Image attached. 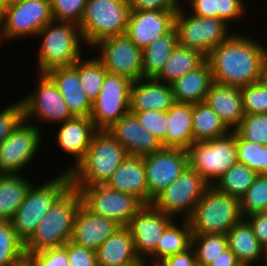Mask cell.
Instances as JSON below:
<instances>
[{
    "label": "cell",
    "mask_w": 267,
    "mask_h": 266,
    "mask_svg": "<svg viewBox=\"0 0 267 266\" xmlns=\"http://www.w3.org/2000/svg\"><path fill=\"white\" fill-rule=\"evenodd\" d=\"M55 83L73 117H90L92 103L81 88L78 71L73 67H57L46 73Z\"/></svg>",
    "instance_id": "obj_24"
},
{
    "label": "cell",
    "mask_w": 267,
    "mask_h": 266,
    "mask_svg": "<svg viewBox=\"0 0 267 266\" xmlns=\"http://www.w3.org/2000/svg\"><path fill=\"white\" fill-rule=\"evenodd\" d=\"M186 1L185 9H189V13L198 17L217 18V11H215V0H184ZM188 5V6H186ZM187 7V8H186Z\"/></svg>",
    "instance_id": "obj_52"
},
{
    "label": "cell",
    "mask_w": 267,
    "mask_h": 266,
    "mask_svg": "<svg viewBox=\"0 0 267 266\" xmlns=\"http://www.w3.org/2000/svg\"><path fill=\"white\" fill-rule=\"evenodd\" d=\"M148 185V205L188 167L187 151L162 148L143 157Z\"/></svg>",
    "instance_id": "obj_17"
},
{
    "label": "cell",
    "mask_w": 267,
    "mask_h": 266,
    "mask_svg": "<svg viewBox=\"0 0 267 266\" xmlns=\"http://www.w3.org/2000/svg\"><path fill=\"white\" fill-rule=\"evenodd\" d=\"M119 227L115 221L93 214L81 204L75 215L70 242L96 251Z\"/></svg>",
    "instance_id": "obj_22"
},
{
    "label": "cell",
    "mask_w": 267,
    "mask_h": 266,
    "mask_svg": "<svg viewBox=\"0 0 267 266\" xmlns=\"http://www.w3.org/2000/svg\"><path fill=\"white\" fill-rule=\"evenodd\" d=\"M176 13L163 10H131L126 35L142 50L175 28Z\"/></svg>",
    "instance_id": "obj_19"
},
{
    "label": "cell",
    "mask_w": 267,
    "mask_h": 266,
    "mask_svg": "<svg viewBox=\"0 0 267 266\" xmlns=\"http://www.w3.org/2000/svg\"><path fill=\"white\" fill-rule=\"evenodd\" d=\"M209 266H241L235 254L228 248Z\"/></svg>",
    "instance_id": "obj_54"
},
{
    "label": "cell",
    "mask_w": 267,
    "mask_h": 266,
    "mask_svg": "<svg viewBox=\"0 0 267 266\" xmlns=\"http://www.w3.org/2000/svg\"><path fill=\"white\" fill-rule=\"evenodd\" d=\"M87 0H50L53 20L80 25Z\"/></svg>",
    "instance_id": "obj_43"
},
{
    "label": "cell",
    "mask_w": 267,
    "mask_h": 266,
    "mask_svg": "<svg viewBox=\"0 0 267 266\" xmlns=\"http://www.w3.org/2000/svg\"><path fill=\"white\" fill-rule=\"evenodd\" d=\"M219 18L198 17L182 6L175 16L178 45L196 50L205 57L235 31Z\"/></svg>",
    "instance_id": "obj_9"
},
{
    "label": "cell",
    "mask_w": 267,
    "mask_h": 266,
    "mask_svg": "<svg viewBox=\"0 0 267 266\" xmlns=\"http://www.w3.org/2000/svg\"><path fill=\"white\" fill-rule=\"evenodd\" d=\"M128 0H87L79 25L84 44L91 48L100 40L124 35L130 14Z\"/></svg>",
    "instance_id": "obj_7"
},
{
    "label": "cell",
    "mask_w": 267,
    "mask_h": 266,
    "mask_svg": "<svg viewBox=\"0 0 267 266\" xmlns=\"http://www.w3.org/2000/svg\"><path fill=\"white\" fill-rule=\"evenodd\" d=\"M73 188L80 192L82 204L89 211L111 219L120 226H127L145 205L133 194L115 191L106 185Z\"/></svg>",
    "instance_id": "obj_13"
},
{
    "label": "cell",
    "mask_w": 267,
    "mask_h": 266,
    "mask_svg": "<svg viewBox=\"0 0 267 266\" xmlns=\"http://www.w3.org/2000/svg\"><path fill=\"white\" fill-rule=\"evenodd\" d=\"M188 167L201 175L210 185L237 161L236 131L203 142H193L186 150Z\"/></svg>",
    "instance_id": "obj_8"
},
{
    "label": "cell",
    "mask_w": 267,
    "mask_h": 266,
    "mask_svg": "<svg viewBox=\"0 0 267 266\" xmlns=\"http://www.w3.org/2000/svg\"><path fill=\"white\" fill-rule=\"evenodd\" d=\"M166 148L187 150L194 142L192 104L175 103L167 111Z\"/></svg>",
    "instance_id": "obj_31"
},
{
    "label": "cell",
    "mask_w": 267,
    "mask_h": 266,
    "mask_svg": "<svg viewBox=\"0 0 267 266\" xmlns=\"http://www.w3.org/2000/svg\"><path fill=\"white\" fill-rule=\"evenodd\" d=\"M214 110L225 125L234 131L244 117L240 88L213 82L204 101Z\"/></svg>",
    "instance_id": "obj_25"
},
{
    "label": "cell",
    "mask_w": 267,
    "mask_h": 266,
    "mask_svg": "<svg viewBox=\"0 0 267 266\" xmlns=\"http://www.w3.org/2000/svg\"><path fill=\"white\" fill-rule=\"evenodd\" d=\"M94 49V50H93ZM108 73L122 75L132 81L143 79L142 49L126 35L100 40L92 48Z\"/></svg>",
    "instance_id": "obj_16"
},
{
    "label": "cell",
    "mask_w": 267,
    "mask_h": 266,
    "mask_svg": "<svg viewBox=\"0 0 267 266\" xmlns=\"http://www.w3.org/2000/svg\"><path fill=\"white\" fill-rule=\"evenodd\" d=\"M226 236L228 248L235 254L241 265L255 266L256 262L257 265L260 262L261 264L265 263L263 266L267 264L266 249L256 238L251 226L245 219L235 224Z\"/></svg>",
    "instance_id": "obj_28"
},
{
    "label": "cell",
    "mask_w": 267,
    "mask_h": 266,
    "mask_svg": "<svg viewBox=\"0 0 267 266\" xmlns=\"http://www.w3.org/2000/svg\"><path fill=\"white\" fill-rule=\"evenodd\" d=\"M175 103L170 84L154 78L133 81L130 92V112L168 111Z\"/></svg>",
    "instance_id": "obj_23"
},
{
    "label": "cell",
    "mask_w": 267,
    "mask_h": 266,
    "mask_svg": "<svg viewBox=\"0 0 267 266\" xmlns=\"http://www.w3.org/2000/svg\"><path fill=\"white\" fill-rule=\"evenodd\" d=\"M242 219L240 200L210 185L187 221L192 235H226Z\"/></svg>",
    "instance_id": "obj_5"
},
{
    "label": "cell",
    "mask_w": 267,
    "mask_h": 266,
    "mask_svg": "<svg viewBox=\"0 0 267 266\" xmlns=\"http://www.w3.org/2000/svg\"><path fill=\"white\" fill-rule=\"evenodd\" d=\"M105 185L115 191L133 194L148 205V185L143 157L127 156Z\"/></svg>",
    "instance_id": "obj_26"
},
{
    "label": "cell",
    "mask_w": 267,
    "mask_h": 266,
    "mask_svg": "<svg viewBox=\"0 0 267 266\" xmlns=\"http://www.w3.org/2000/svg\"><path fill=\"white\" fill-rule=\"evenodd\" d=\"M36 37L41 40L36 56L38 62L35 63L37 73H47L57 67L72 66L82 57L83 47L88 49L83 44L79 25L71 22L52 20Z\"/></svg>",
    "instance_id": "obj_3"
},
{
    "label": "cell",
    "mask_w": 267,
    "mask_h": 266,
    "mask_svg": "<svg viewBox=\"0 0 267 266\" xmlns=\"http://www.w3.org/2000/svg\"><path fill=\"white\" fill-rule=\"evenodd\" d=\"M177 45L178 36L174 28L145 47L142 50L143 78H155Z\"/></svg>",
    "instance_id": "obj_35"
},
{
    "label": "cell",
    "mask_w": 267,
    "mask_h": 266,
    "mask_svg": "<svg viewBox=\"0 0 267 266\" xmlns=\"http://www.w3.org/2000/svg\"><path fill=\"white\" fill-rule=\"evenodd\" d=\"M244 0H215V11L217 18L224 20L228 25L236 21H241L244 16H247Z\"/></svg>",
    "instance_id": "obj_47"
},
{
    "label": "cell",
    "mask_w": 267,
    "mask_h": 266,
    "mask_svg": "<svg viewBox=\"0 0 267 266\" xmlns=\"http://www.w3.org/2000/svg\"><path fill=\"white\" fill-rule=\"evenodd\" d=\"M260 81L263 82V84L267 88V54H266L264 62H263Z\"/></svg>",
    "instance_id": "obj_56"
},
{
    "label": "cell",
    "mask_w": 267,
    "mask_h": 266,
    "mask_svg": "<svg viewBox=\"0 0 267 266\" xmlns=\"http://www.w3.org/2000/svg\"><path fill=\"white\" fill-rule=\"evenodd\" d=\"M0 110V144L25 120L21 99Z\"/></svg>",
    "instance_id": "obj_46"
},
{
    "label": "cell",
    "mask_w": 267,
    "mask_h": 266,
    "mask_svg": "<svg viewBox=\"0 0 267 266\" xmlns=\"http://www.w3.org/2000/svg\"><path fill=\"white\" fill-rule=\"evenodd\" d=\"M11 266H38L35 259L27 252L19 256Z\"/></svg>",
    "instance_id": "obj_55"
},
{
    "label": "cell",
    "mask_w": 267,
    "mask_h": 266,
    "mask_svg": "<svg viewBox=\"0 0 267 266\" xmlns=\"http://www.w3.org/2000/svg\"><path fill=\"white\" fill-rule=\"evenodd\" d=\"M155 266H197L194 249L190 247L184 252L168 256Z\"/></svg>",
    "instance_id": "obj_53"
},
{
    "label": "cell",
    "mask_w": 267,
    "mask_h": 266,
    "mask_svg": "<svg viewBox=\"0 0 267 266\" xmlns=\"http://www.w3.org/2000/svg\"><path fill=\"white\" fill-rule=\"evenodd\" d=\"M191 247L196 255L197 266H209L228 249L225 234L192 235Z\"/></svg>",
    "instance_id": "obj_38"
},
{
    "label": "cell",
    "mask_w": 267,
    "mask_h": 266,
    "mask_svg": "<svg viewBox=\"0 0 267 266\" xmlns=\"http://www.w3.org/2000/svg\"><path fill=\"white\" fill-rule=\"evenodd\" d=\"M174 220L155 209L152 205H144L130 220L129 228L137 255L145 261L157 248L163 231Z\"/></svg>",
    "instance_id": "obj_18"
},
{
    "label": "cell",
    "mask_w": 267,
    "mask_h": 266,
    "mask_svg": "<svg viewBox=\"0 0 267 266\" xmlns=\"http://www.w3.org/2000/svg\"><path fill=\"white\" fill-rule=\"evenodd\" d=\"M125 148L106 130H98L83 160L70 172L72 187L105 185L127 158Z\"/></svg>",
    "instance_id": "obj_2"
},
{
    "label": "cell",
    "mask_w": 267,
    "mask_h": 266,
    "mask_svg": "<svg viewBox=\"0 0 267 266\" xmlns=\"http://www.w3.org/2000/svg\"><path fill=\"white\" fill-rule=\"evenodd\" d=\"M125 266H147L146 264H130V265H125Z\"/></svg>",
    "instance_id": "obj_59"
},
{
    "label": "cell",
    "mask_w": 267,
    "mask_h": 266,
    "mask_svg": "<svg viewBox=\"0 0 267 266\" xmlns=\"http://www.w3.org/2000/svg\"><path fill=\"white\" fill-rule=\"evenodd\" d=\"M2 44H4L3 43V41H2V38H1V32H0V46H3ZM1 48V47H0Z\"/></svg>",
    "instance_id": "obj_60"
},
{
    "label": "cell",
    "mask_w": 267,
    "mask_h": 266,
    "mask_svg": "<svg viewBox=\"0 0 267 266\" xmlns=\"http://www.w3.org/2000/svg\"><path fill=\"white\" fill-rule=\"evenodd\" d=\"M240 211L243 219L254 213L267 211V177L258 175L253 184L240 199Z\"/></svg>",
    "instance_id": "obj_40"
},
{
    "label": "cell",
    "mask_w": 267,
    "mask_h": 266,
    "mask_svg": "<svg viewBox=\"0 0 267 266\" xmlns=\"http://www.w3.org/2000/svg\"><path fill=\"white\" fill-rule=\"evenodd\" d=\"M235 131L250 142L267 144V113L245 114Z\"/></svg>",
    "instance_id": "obj_41"
},
{
    "label": "cell",
    "mask_w": 267,
    "mask_h": 266,
    "mask_svg": "<svg viewBox=\"0 0 267 266\" xmlns=\"http://www.w3.org/2000/svg\"><path fill=\"white\" fill-rule=\"evenodd\" d=\"M36 75L38 76L36 86L21 98L25 121L41 128L43 126L40 122L56 125L73 118L53 80L46 73ZM33 119L36 122L40 121L39 124Z\"/></svg>",
    "instance_id": "obj_11"
},
{
    "label": "cell",
    "mask_w": 267,
    "mask_h": 266,
    "mask_svg": "<svg viewBox=\"0 0 267 266\" xmlns=\"http://www.w3.org/2000/svg\"><path fill=\"white\" fill-rule=\"evenodd\" d=\"M131 113L135 114L140 124L156 136L163 148H166L167 111L148 110Z\"/></svg>",
    "instance_id": "obj_45"
},
{
    "label": "cell",
    "mask_w": 267,
    "mask_h": 266,
    "mask_svg": "<svg viewBox=\"0 0 267 266\" xmlns=\"http://www.w3.org/2000/svg\"><path fill=\"white\" fill-rule=\"evenodd\" d=\"M82 56L72 66L78 71L81 88L91 103L98 97L103 85L107 70L96 57L84 58Z\"/></svg>",
    "instance_id": "obj_36"
},
{
    "label": "cell",
    "mask_w": 267,
    "mask_h": 266,
    "mask_svg": "<svg viewBox=\"0 0 267 266\" xmlns=\"http://www.w3.org/2000/svg\"><path fill=\"white\" fill-rule=\"evenodd\" d=\"M59 125V126H58ZM57 125L56 147L73 158L65 172L70 173L83 160L93 135L98 131L90 117H73Z\"/></svg>",
    "instance_id": "obj_20"
},
{
    "label": "cell",
    "mask_w": 267,
    "mask_h": 266,
    "mask_svg": "<svg viewBox=\"0 0 267 266\" xmlns=\"http://www.w3.org/2000/svg\"><path fill=\"white\" fill-rule=\"evenodd\" d=\"M27 253L35 259L38 266H68L67 243L61 247Z\"/></svg>",
    "instance_id": "obj_48"
},
{
    "label": "cell",
    "mask_w": 267,
    "mask_h": 266,
    "mask_svg": "<svg viewBox=\"0 0 267 266\" xmlns=\"http://www.w3.org/2000/svg\"><path fill=\"white\" fill-rule=\"evenodd\" d=\"M81 204L80 192L71 186L41 219L36 231L25 243V252L61 247L69 242Z\"/></svg>",
    "instance_id": "obj_4"
},
{
    "label": "cell",
    "mask_w": 267,
    "mask_h": 266,
    "mask_svg": "<svg viewBox=\"0 0 267 266\" xmlns=\"http://www.w3.org/2000/svg\"><path fill=\"white\" fill-rule=\"evenodd\" d=\"M210 184L187 167L182 174L152 201V206L174 219H187ZM181 215V216H180Z\"/></svg>",
    "instance_id": "obj_12"
},
{
    "label": "cell",
    "mask_w": 267,
    "mask_h": 266,
    "mask_svg": "<svg viewBox=\"0 0 267 266\" xmlns=\"http://www.w3.org/2000/svg\"><path fill=\"white\" fill-rule=\"evenodd\" d=\"M252 36L235 31L208 54L213 82L242 88L260 80L267 45Z\"/></svg>",
    "instance_id": "obj_1"
},
{
    "label": "cell",
    "mask_w": 267,
    "mask_h": 266,
    "mask_svg": "<svg viewBox=\"0 0 267 266\" xmlns=\"http://www.w3.org/2000/svg\"><path fill=\"white\" fill-rule=\"evenodd\" d=\"M237 161L263 176V144L243 139L236 132Z\"/></svg>",
    "instance_id": "obj_42"
},
{
    "label": "cell",
    "mask_w": 267,
    "mask_h": 266,
    "mask_svg": "<svg viewBox=\"0 0 267 266\" xmlns=\"http://www.w3.org/2000/svg\"><path fill=\"white\" fill-rule=\"evenodd\" d=\"M205 60L206 57L200 52L177 45L154 79L171 85L178 78L199 67Z\"/></svg>",
    "instance_id": "obj_33"
},
{
    "label": "cell",
    "mask_w": 267,
    "mask_h": 266,
    "mask_svg": "<svg viewBox=\"0 0 267 266\" xmlns=\"http://www.w3.org/2000/svg\"><path fill=\"white\" fill-rule=\"evenodd\" d=\"M99 266H125L130 264H146L137 255L133 237L127 226L109 236L96 250Z\"/></svg>",
    "instance_id": "obj_27"
},
{
    "label": "cell",
    "mask_w": 267,
    "mask_h": 266,
    "mask_svg": "<svg viewBox=\"0 0 267 266\" xmlns=\"http://www.w3.org/2000/svg\"><path fill=\"white\" fill-rule=\"evenodd\" d=\"M70 173L63 171L37 185L33 183L12 219L18 237L26 243L55 202L71 187Z\"/></svg>",
    "instance_id": "obj_6"
},
{
    "label": "cell",
    "mask_w": 267,
    "mask_h": 266,
    "mask_svg": "<svg viewBox=\"0 0 267 266\" xmlns=\"http://www.w3.org/2000/svg\"><path fill=\"white\" fill-rule=\"evenodd\" d=\"M213 83L210 65L205 60L199 67L171 84L177 103L196 104L205 101Z\"/></svg>",
    "instance_id": "obj_29"
},
{
    "label": "cell",
    "mask_w": 267,
    "mask_h": 266,
    "mask_svg": "<svg viewBox=\"0 0 267 266\" xmlns=\"http://www.w3.org/2000/svg\"><path fill=\"white\" fill-rule=\"evenodd\" d=\"M0 174V221H12L34 183L26 175Z\"/></svg>",
    "instance_id": "obj_32"
},
{
    "label": "cell",
    "mask_w": 267,
    "mask_h": 266,
    "mask_svg": "<svg viewBox=\"0 0 267 266\" xmlns=\"http://www.w3.org/2000/svg\"><path fill=\"white\" fill-rule=\"evenodd\" d=\"M133 81L125 76L106 73L101 91L92 103L90 119L97 130L110 129L130 112Z\"/></svg>",
    "instance_id": "obj_14"
},
{
    "label": "cell",
    "mask_w": 267,
    "mask_h": 266,
    "mask_svg": "<svg viewBox=\"0 0 267 266\" xmlns=\"http://www.w3.org/2000/svg\"><path fill=\"white\" fill-rule=\"evenodd\" d=\"M42 131L24 120L0 144V174H21L27 165L31 166L30 162L41 152Z\"/></svg>",
    "instance_id": "obj_15"
},
{
    "label": "cell",
    "mask_w": 267,
    "mask_h": 266,
    "mask_svg": "<svg viewBox=\"0 0 267 266\" xmlns=\"http://www.w3.org/2000/svg\"><path fill=\"white\" fill-rule=\"evenodd\" d=\"M107 131L125 148L128 156L144 157L163 148L156 136L147 131L131 112Z\"/></svg>",
    "instance_id": "obj_21"
},
{
    "label": "cell",
    "mask_w": 267,
    "mask_h": 266,
    "mask_svg": "<svg viewBox=\"0 0 267 266\" xmlns=\"http://www.w3.org/2000/svg\"><path fill=\"white\" fill-rule=\"evenodd\" d=\"M7 0H0V25L3 23L8 6Z\"/></svg>",
    "instance_id": "obj_57"
},
{
    "label": "cell",
    "mask_w": 267,
    "mask_h": 266,
    "mask_svg": "<svg viewBox=\"0 0 267 266\" xmlns=\"http://www.w3.org/2000/svg\"><path fill=\"white\" fill-rule=\"evenodd\" d=\"M50 0H13L8 3L1 38L5 42L36 38V35L51 21Z\"/></svg>",
    "instance_id": "obj_10"
},
{
    "label": "cell",
    "mask_w": 267,
    "mask_h": 266,
    "mask_svg": "<svg viewBox=\"0 0 267 266\" xmlns=\"http://www.w3.org/2000/svg\"><path fill=\"white\" fill-rule=\"evenodd\" d=\"M131 10H163L176 13L183 0H128Z\"/></svg>",
    "instance_id": "obj_50"
},
{
    "label": "cell",
    "mask_w": 267,
    "mask_h": 266,
    "mask_svg": "<svg viewBox=\"0 0 267 266\" xmlns=\"http://www.w3.org/2000/svg\"><path fill=\"white\" fill-rule=\"evenodd\" d=\"M68 266H99L96 251L67 242Z\"/></svg>",
    "instance_id": "obj_49"
},
{
    "label": "cell",
    "mask_w": 267,
    "mask_h": 266,
    "mask_svg": "<svg viewBox=\"0 0 267 266\" xmlns=\"http://www.w3.org/2000/svg\"><path fill=\"white\" fill-rule=\"evenodd\" d=\"M240 90L245 114L267 113V88L263 82L256 81Z\"/></svg>",
    "instance_id": "obj_44"
},
{
    "label": "cell",
    "mask_w": 267,
    "mask_h": 266,
    "mask_svg": "<svg viewBox=\"0 0 267 266\" xmlns=\"http://www.w3.org/2000/svg\"><path fill=\"white\" fill-rule=\"evenodd\" d=\"M176 220L174 219L166 227L156 250L144 261L147 266H155L162 259L184 252L191 247L192 231L187 219L176 218Z\"/></svg>",
    "instance_id": "obj_30"
},
{
    "label": "cell",
    "mask_w": 267,
    "mask_h": 266,
    "mask_svg": "<svg viewBox=\"0 0 267 266\" xmlns=\"http://www.w3.org/2000/svg\"><path fill=\"white\" fill-rule=\"evenodd\" d=\"M192 126L194 142L211 140L231 132L219 115L205 102L192 105Z\"/></svg>",
    "instance_id": "obj_34"
},
{
    "label": "cell",
    "mask_w": 267,
    "mask_h": 266,
    "mask_svg": "<svg viewBox=\"0 0 267 266\" xmlns=\"http://www.w3.org/2000/svg\"><path fill=\"white\" fill-rule=\"evenodd\" d=\"M25 252L12 221H0V266H11Z\"/></svg>",
    "instance_id": "obj_39"
},
{
    "label": "cell",
    "mask_w": 267,
    "mask_h": 266,
    "mask_svg": "<svg viewBox=\"0 0 267 266\" xmlns=\"http://www.w3.org/2000/svg\"><path fill=\"white\" fill-rule=\"evenodd\" d=\"M257 176L258 174L248 166L237 162L231 166L213 186L219 191L240 200Z\"/></svg>",
    "instance_id": "obj_37"
},
{
    "label": "cell",
    "mask_w": 267,
    "mask_h": 266,
    "mask_svg": "<svg viewBox=\"0 0 267 266\" xmlns=\"http://www.w3.org/2000/svg\"><path fill=\"white\" fill-rule=\"evenodd\" d=\"M263 176L267 177V144L263 145Z\"/></svg>",
    "instance_id": "obj_58"
},
{
    "label": "cell",
    "mask_w": 267,
    "mask_h": 266,
    "mask_svg": "<svg viewBox=\"0 0 267 266\" xmlns=\"http://www.w3.org/2000/svg\"><path fill=\"white\" fill-rule=\"evenodd\" d=\"M244 219L251 226L261 245L267 249V213H254Z\"/></svg>",
    "instance_id": "obj_51"
}]
</instances>
